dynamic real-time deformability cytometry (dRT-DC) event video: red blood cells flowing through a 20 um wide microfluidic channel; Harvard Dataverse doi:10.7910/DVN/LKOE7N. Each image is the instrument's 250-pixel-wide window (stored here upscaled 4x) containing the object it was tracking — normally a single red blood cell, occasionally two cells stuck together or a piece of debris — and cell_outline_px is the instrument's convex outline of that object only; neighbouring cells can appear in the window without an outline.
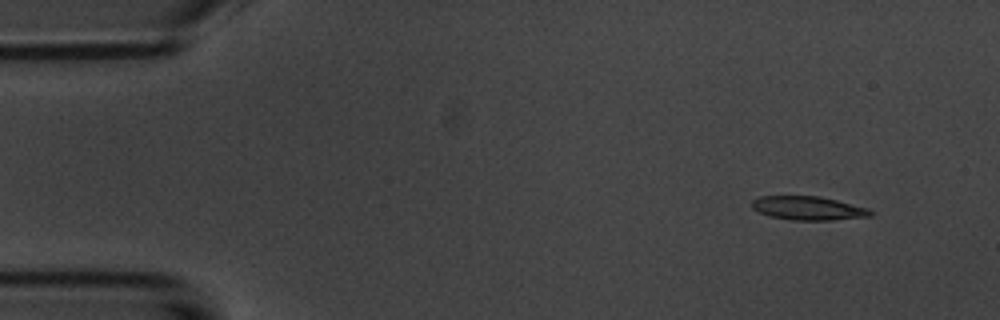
{"species": "common noctule bat (a hibernating species)", "species_latin": "Nyctalus noctula", "temperature_condition": "room temperature", "stored_images_in_passage": 4, "camera_frame_rate_fps": 3000, "um_per_image_px": 0.085, "animal": {"sex": "male", "body_mass_g": 20.1, "forearm_length_mm": 53.5}, "frame": {"image": 1, "passage_image": 1, "time_ms": 0.0, "image_size_px": [1000, 320], "cell_outline_px": [[876, 212], [872, 216], [832, 220], [792, 220], [772, 216], [760, 212], [752, 208], [752, 200], [760, 196], [820, 196], [868, 208]], "centroid_in_image_um": [68.74, 17.69], "position_along_channel_um": 16.3, "area_um2": 16.36}}
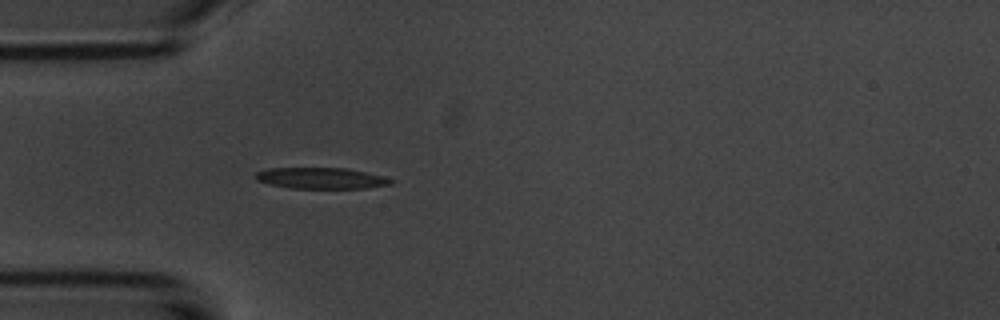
{"frame": {"image": 2, "passage_image": 4, "time_ms": 3.667, "image_size_px": [1000, 320], "cell_outline_px": [[396, 180], [392, 184], [368, 188], [288, 188], [268, 184], [256, 180], [252, 176], [256, 172], [268, 168], [344, 168], [384, 176]], "centroid_in_image_um": [27.27, 15.15], "position_along_channel_um": 57.7, "area_um2": 16.82}}